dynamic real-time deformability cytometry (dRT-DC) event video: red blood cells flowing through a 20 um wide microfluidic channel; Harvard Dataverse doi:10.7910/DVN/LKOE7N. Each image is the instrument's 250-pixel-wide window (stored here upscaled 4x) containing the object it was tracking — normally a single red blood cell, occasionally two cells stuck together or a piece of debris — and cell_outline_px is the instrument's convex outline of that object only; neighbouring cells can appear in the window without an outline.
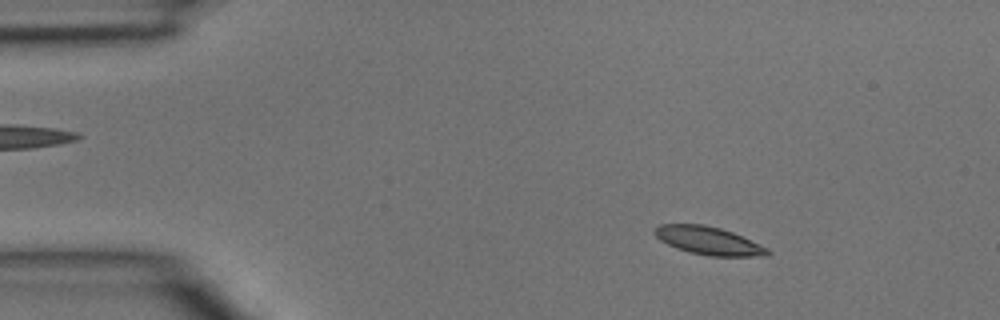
{"species": "common noctule bat (a hibernating species)", "species_latin": "Nyctalus noctula", "temperature_condition": "room temperature", "stored_images_in_passage": 46, "camera_frame_rate_fps": 3000, "um_per_image_px": 0.085, "animal": {"sex": "male", "body_mass_g": 15.6}, "frame": {"image": 1, "passage_image": 6, "time_ms": 1.667, "image_size_px": [1000, 320], "cell_outline_px": [[772, 252], [764, 256], [708, 256], [688, 252], [676, 248], [660, 240], [652, 232], [660, 224], [704, 224], [720, 228], [732, 232], [768, 248]], "centroid_in_image_um": [60.21, 20.46], "position_along_channel_um": 24.8, "area_um2": 18.38}}
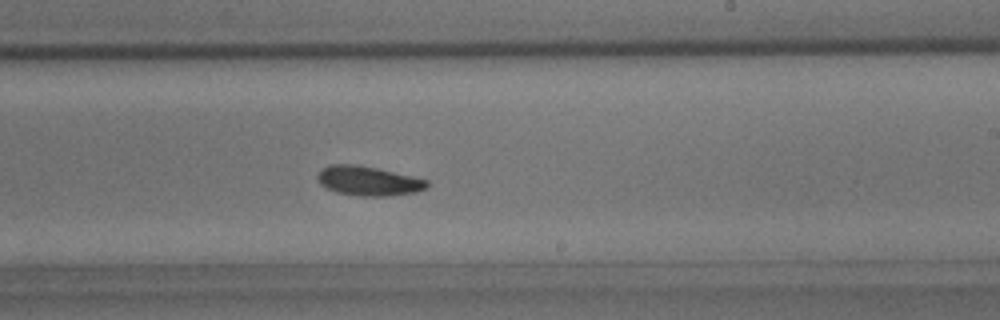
{"frame": {"image": 2, "passage_image": 27, "time_ms": 8.667, "image_size_px": [1000, 320], "cell_outline_px": [[428, 188], [416, 192], [388, 196], [360, 196], [336, 192], [324, 188], [320, 184], [316, 176], [320, 168], [328, 164], [356, 164], [376, 168], [412, 176], [428, 180]], "centroid_in_image_um": [31.26, 15.37], "position_along_channel_um": 257.7, "area_um2": 19.02}}
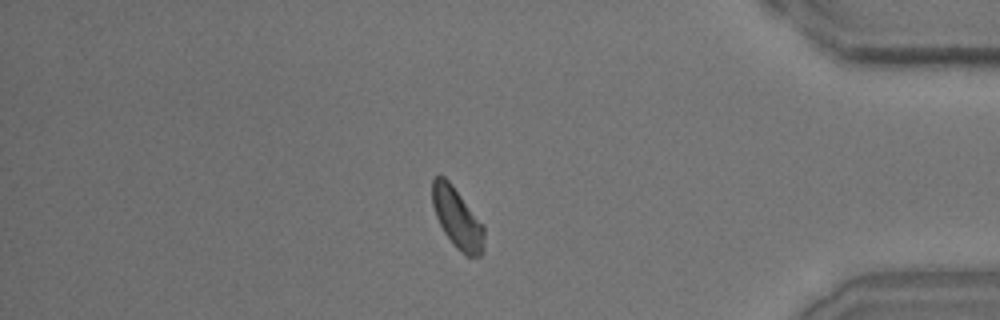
{"frame": {"image": 3, "passage_image": 39, "time_ms": 12.667, "image_size_px": [1000, 320], "cell_outline_px": [[484, 252], [480, 256], [468, 256], [460, 252], [452, 244], [444, 232], [436, 216], [432, 204], [432, 176], [444, 176], [452, 184], [484, 224]], "centroid_in_image_um": [38.88, 18.54], "position_along_channel_um": 396.3, "area_um2": 18.5}}